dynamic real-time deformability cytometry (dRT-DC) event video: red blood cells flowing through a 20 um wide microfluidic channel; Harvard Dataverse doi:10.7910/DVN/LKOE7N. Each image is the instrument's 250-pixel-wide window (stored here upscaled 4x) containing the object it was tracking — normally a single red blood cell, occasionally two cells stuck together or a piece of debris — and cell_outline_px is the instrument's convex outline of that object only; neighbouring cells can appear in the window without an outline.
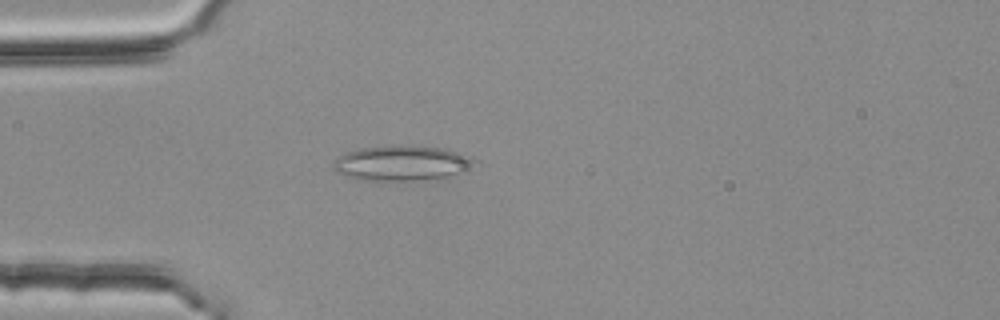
{"species": "common noctule bat (a hibernating species)", "species_latin": "Nyctalus noctula", "temperature_condition": "room temperature", "stored_images_in_passage": 4, "camera_frame_rate_fps": 3000, "um_per_image_px": 0.085, "animal": {"sex": "female", "body_mass_g": 25.1}, "frame": {"image": 1, "passage_image": 4, "time_ms": 1.0, "image_size_px": [1000, 320], "cell_outline_px": [[476, 160], [452, 180], [356, 180], [336, 172], [332, 164], [340, 156], [348, 152], [360, 148], [400, 144], [412, 144], [444, 148], [464, 152], [472, 156]], "centroid_in_image_um": [34.25, 13.87], "position_along_channel_um": 50.8, "area_um2": 29.88}}